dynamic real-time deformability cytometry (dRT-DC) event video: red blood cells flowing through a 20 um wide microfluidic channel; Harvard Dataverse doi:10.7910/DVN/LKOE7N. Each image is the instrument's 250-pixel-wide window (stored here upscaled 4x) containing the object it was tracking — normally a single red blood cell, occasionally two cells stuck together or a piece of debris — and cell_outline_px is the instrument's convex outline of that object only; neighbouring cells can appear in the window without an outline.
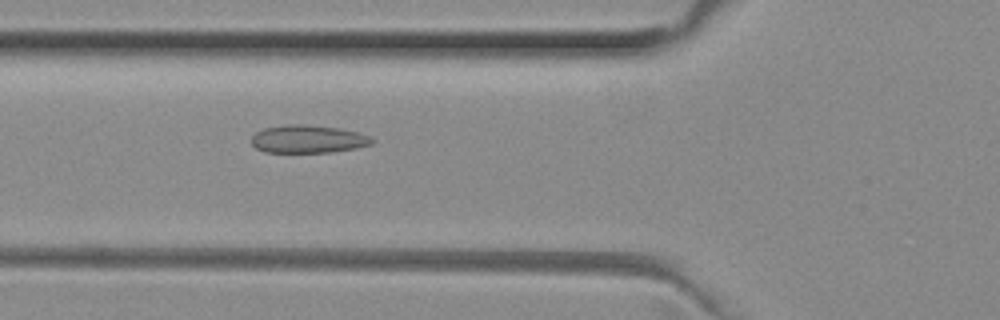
{"species": "common noctule bat (a hibernating species)", "species_latin": "Nyctalus noctula", "temperature_condition": "room temperature", "stored_images_in_passage": 52, "camera_frame_rate_fps": 3000, "um_per_image_px": 0.085, "animal": {"sex": "female", "body_mass_g": 29.2, "forearm_length_mm": 56.3}, "frame": {"image": 1, "passage_image": 19, "time_ms": 6.0, "image_size_px": [1000, 320], "cell_outline_px": [[376, 140], [372, 144], [356, 148], [332, 152], [264, 152], [256, 148], [252, 144], [252, 136], [256, 132], [264, 128], [288, 124], [300, 124], [340, 128], [360, 132]], "centroid_in_image_um": [26.2, 11.82], "position_along_channel_um": 99.6, "area_um2": 19.65}}
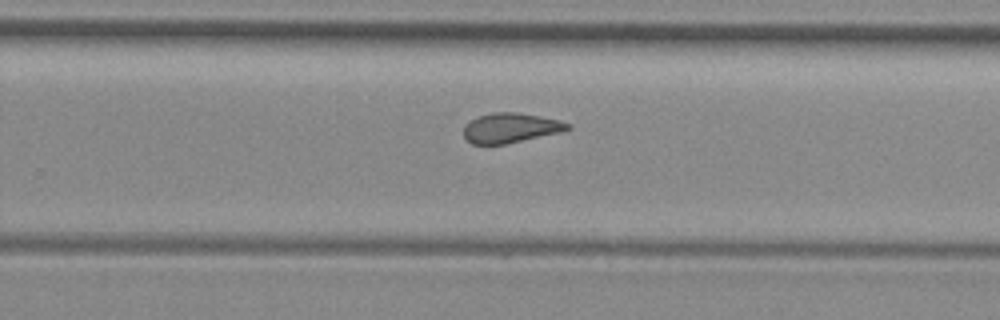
{"frame": {"image": 2, "passage_image": 33, "time_ms": 10.667, "image_size_px": [1000, 320], "cell_outline_px": [[572, 128], [564, 132], [504, 144], [472, 144], [464, 136], [464, 124], [468, 120], [476, 116], [492, 112], [516, 112], [540, 116], [560, 120], [572, 124]], "centroid_in_image_um": [43.42, 10.86], "position_along_channel_um": 286.4, "area_um2": 18.38}}
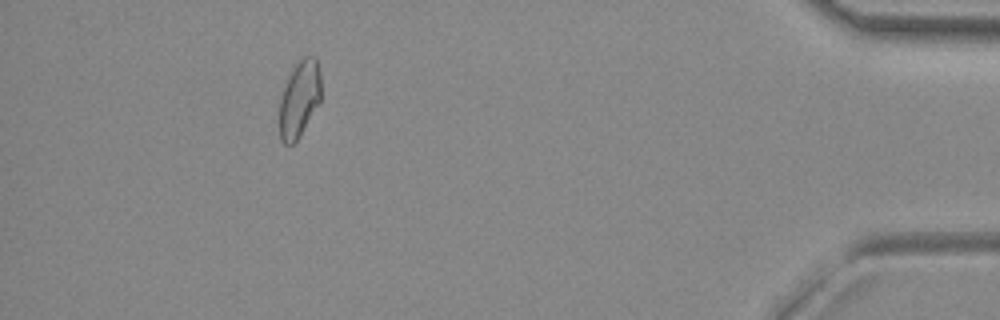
{"frame": {"image": 3, "passage_image": 47, "time_ms": 15.333, "image_size_px": [1000, 320], "cell_outline_px": [[320, 104], [300, 136], [292, 144], [284, 144], [280, 140], [280, 96], [284, 84], [292, 68], [300, 56], [316, 56], [320, 72]], "centroid_in_image_um": [25.45, 8.37], "position_along_channel_um": 409.7, "area_um2": 18.96}, "authors_computed_cell_mechanics": {"area_um2": 19.3919, "velocity_mm_per_s": 4.0054, "shape_relaxation_time_tau1_ms": null, "shape_relaxation_time_tau2_ms": 2.4182, "deformation_change_tau1": null, "deformation_change_tau2": 0.0947}}